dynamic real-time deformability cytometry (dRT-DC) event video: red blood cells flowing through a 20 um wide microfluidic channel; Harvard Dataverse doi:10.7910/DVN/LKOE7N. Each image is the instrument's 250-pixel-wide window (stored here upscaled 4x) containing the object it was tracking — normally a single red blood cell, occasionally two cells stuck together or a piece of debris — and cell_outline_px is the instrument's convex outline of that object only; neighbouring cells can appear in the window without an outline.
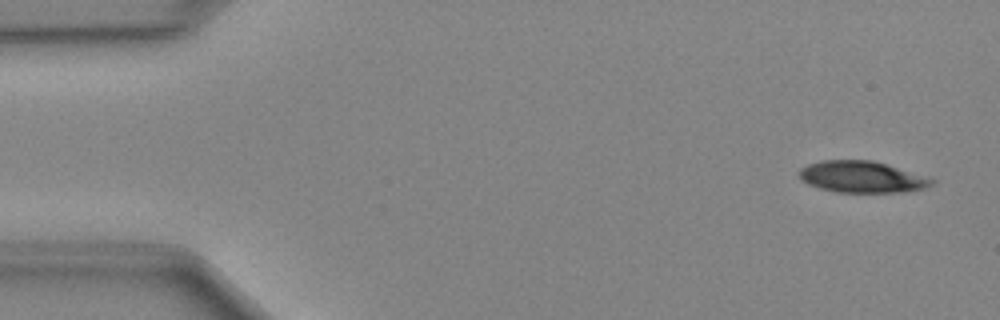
{"species": "Egyptian fruit bat (a non-hibernating species)", "species_latin": "Rousettus aegyptiacus", "temperature_condition": "cold", "stored_images_in_passage": 48, "camera_frame_rate_fps": 3000, "um_per_image_px": 0.085, "animal": {"sex": "female"}, "frame": {"image": 1, "passage_image": 2, "time_ms": 0.333, "image_size_px": [1000, 320], "cell_outline_px": [[936, 180], [932, 184], [924, 188], [900, 192], [836, 192], [820, 188], [808, 184], [800, 180], [800, 168], [808, 164], [820, 160], [872, 160]], "centroid_in_image_um": [73.2, 15.03], "position_along_channel_um": 11.8, "area_um2": 23.99}}
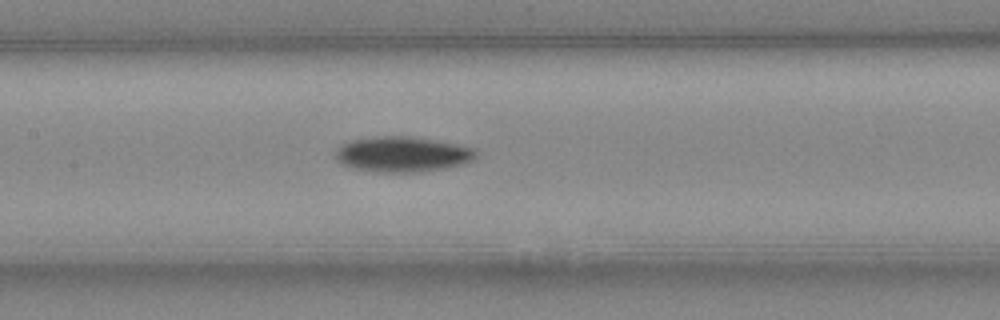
{"frame": {"image": 2, "passage_image": 22, "time_ms": 7.0, "image_size_px": [1000, 320], "cell_outline_px": [[476, 156], [472, 160], [460, 164], [444, 168], [424, 172], [376, 172], [352, 168], [340, 164], [336, 160], [336, 148], [352, 140], [376, 136], [408, 136], [456, 144], [476, 148]], "centroid_in_image_um": [34.17, 13.12], "position_along_channel_um": 173.2, "area_um2": 28.9}}
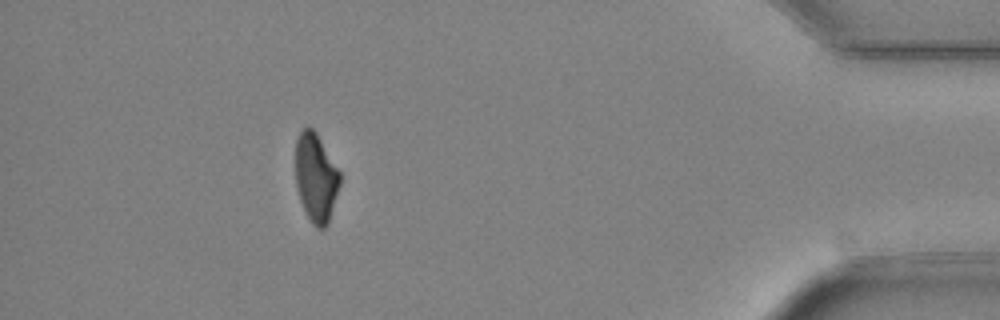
{"frame": {"image": 3, "passage_image": 43, "time_ms": 14.0, "image_size_px": [1000, 320], "cell_outline_px": [[340, 184], [328, 224], [324, 228], [316, 228], [312, 224], [300, 200], [296, 188], [296, 140], [300, 132], [308, 124], [316, 132], [340, 172]], "centroid_in_image_um": [26.85, 15.09], "position_along_channel_um": 408.4, "area_um2": 22.83}}